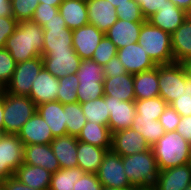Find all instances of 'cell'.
<instances>
[{
	"instance_id": "cell-1",
	"label": "cell",
	"mask_w": 191,
	"mask_h": 190,
	"mask_svg": "<svg viewBox=\"0 0 191 190\" xmlns=\"http://www.w3.org/2000/svg\"><path fill=\"white\" fill-rule=\"evenodd\" d=\"M43 45V28L32 21H24L18 22L14 33L6 40L4 48L18 64L42 56Z\"/></svg>"
},
{
	"instance_id": "cell-2",
	"label": "cell",
	"mask_w": 191,
	"mask_h": 190,
	"mask_svg": "<svg viewBox=\"0 0 191 190\" xmlns=\"http://www.w3.org/2000/svg\"><path fill=\"white\" fill-rule=\"evenodd\" d=\"M151 149L159 170L185 165L191 154V144L176 131L165 132Z\"/></svg>"
},
{
	"instance_id": "cell-3",
	"label": "cell",
	"mask_w": 191,
	"mask_h": 190,
	"mask_svg": "<svg viewBox=\"0 0 191 190\" xmlns=\"http://www.w3.org/2000/svg\"><path fill=\"white\" fill-rule=\"evenodd\" d=\"M159 96L170 105L177 98L191 97V78L180 63L158 65Z\"/></svg>"
},
{
	"instance_id": "cell-4",
	"label": "cell",
	"mask_w": 191,
	"mask_h": 190,
	"mask_svg": "<svg viewBox=\"0 0 191 190\" xmlns=\"http://www.w3.org/2000/svg\"><path fill=\"white\" fill-rule=\"evenodd\" d=\"M124 171L131 185L136 187L155 186L159 168L152 149L129 156H122Z\"/></svg>"
},
{
	"instance_id": "cell-5",
	"label": "cell",
	"mask_w": 191,
	"mask_h": 190,
	"mask_svg": "<svg viewBox=\"0 0 191 190\" xmlns=\"http://www.w3.org/2000/svg\"><path fill=\"white\" fill-rule=\"evenodd\" d=\"M138 43L156 66L174 63L170 33L146 21L140 30Z\"/></svg>"
},
{
	"instance_id": "cell-6",
	"label": "cell",
	"mask_w": 191,
	"mask_h": 190,
	"mask_svg": "<svg viewBox=\"0 0 191 190\" xmlns=\"http://www.w3.org/2000/svg\"><path fill=\"white\" fill-rule=\"evenodd\" d=\"M36 111L37 105L28 96H16L5 92L3 113L5 134L17 135Z\"/></svg>"
},
{
	"instance_id": "cell-7",
	"label": "cell",
	"mask_w": 191,
	"mask_h": 190,
	"mask_svg": "<svg viewBox=\"0 0 191 190\" xmlns=\"http://www.w3.org/2000/svg\"><path fill=\"white\" fill-rule=\"evenodd\" d=\"M42 68L41 56L16 64L12 78L6 85V92L16 96H29L32 82Z\"/></svg>"
},
{
	"instance_id": "cell-8",
	"label": "cell",
	"mask_w": 191,
	"mask_h": 190,
	"mask_svg": "<svg viewBox=\"0 0 191 190\" xmlns=\"http://www.w3.org/2000/svg\"><path fill=\"white\" fill-rule=\"evenodd\" d=\"M96 174L103 187L115 189L134 188L125 174L122 156L112 150L106 152Z\"/></svg>"
},
{
	"instance_id": "cell-9",
	"label": "cell",
	"mask_w": 191,
	"mask_h": 190,
	"mask_svg": "<svg viewBox=\"0 0 191 190\" xmlns=\"http://www.w3.org/2000/svg\"><path fill=\"white\" fill-rule=\"evenodd\" d=\"M44 30V45L42 52H61L74 50L72 45V30L66 27V22L59 12L42 26Z\"/></svg>"
},
{
	"instance_id": "cell-10",
	"label": "cell",
	"mask_w": 191,
	"mask_h": 190,
	"mask_svg": "<svg viewBox=\"0 0 191 190\" xmlns=\"http://www.w3.org/2000/svg\"><path fill=\"white\" fill-rule=\"evenodd\" d=\"M24 144L18 135L6 134L0 141V183L14 176L23 163Z\"/></svg>"
},
{
	"instance_id": "cell-11",
	"label": "cell",
	"mask_w": 191,
	"mask_h": 190,
	"mask_svg": "<svg viewBox=\"0 0 191 190\" xmlns=\"http://www.w3.org/2000/svg\"><path fill=\"white\" fill-rule=\"evenodd\" d=\"M43 67L56 78L76 73L81 58L75 50L61 52H42Z\"/></svg>"
},
{
	"instance_id": "cell-12",
	"label": "cell",
	"mask_w": 191,
	"mask_h": 190,
	"mask_svg": "<svg viewBox=\"0 0 191 190\" xmlns=\"http://www.w3.org/2000/svg\"><path fill=\"white\" fill-rule=\"evenodd\" d=\"M110 113L108 127L112 133L131 128L136 114L134 101H121L117 97L104 96Z\"/></svg>"
},
{
	"instance_id": "cell-13",
	"label": "cell",
	"mask_w": 191,
	"mask_h": 190,
	"mask_svg": "<svg viewBox=\"0 0 191 190\" xmlns=\"http://www.w3.org/2000/svg\"><path fill=\"white\" fill-rule=\"evenodd\" d=\"M104 35L91 24L72 30V45L81 60L92 59L93 53Z\"/></svg>"
},
{
	"instance_id": "cell-14",
	"label": "cell",
	"mask_w": 191,
	"mask_h": 190,
	"mask_svg": "<svg viewBox=\"0 0 191 190\" xmlns=\"http://www.w3.org/2000/svg\"><path fill=\"white\" fill-rule=\"evenodd\" d=\"M150 148L141 134L132 128L112 133L111 150L120 156H129L139 152H145Z\"/></svg>"
},
{
	"instance_id": "cell-15",
	"label": "cell",
	"mask_w": 191,
	"mask_h": 190,
	"mask_svg": "<svg viewBox=\"0 0 191 190\" xmlns=\"http://www.w3.org/2000/svg\"><path fill=\"white\" fill-rule=\"evenodd\" d=\"M117 57L130 74L141 73L156 67L138 42L118 49Z\"/></svg>"
},
{
	"instance_id": "cell-16",
	"label": "cell",
	"mask_w": 191,
	"mask_h": 190,
	"mask_svg": "<svg viewBox=\"0 0 191 190\" xmlns=\"http://www.w3.org/2000/svg\"><path fill=\"white\" fill-rule=\"evenodd\" d=\"M17 135L24 145L50 144L54 139L51 129L38 111L22 126Z\"/></svg>"
},
{
	"instance_id": "cell-17",
	"label": "cell",
	"mask_w": 191,
	"mask_h": 190,
	"mask_svg": "<svg viewBox=\"0 0 191 190\" xmlns=\"http://www.w3.org/2000/svg\"><path fill=\"white\" fill-rule=\"evenodd\" d=\"M89 24L104 34L118 20L116 8L108 0H86Z\"/></svg>"
},
{
	"instance_id": "cell-18",
	"label": "cell",
	"mask_w": 191,
	"mask_h": 190,
	"mask_svg": "<svg viewBox=\"0 0 191 190\" xmlns=\"http://www.w3.org/2000/svg\"><path fill=\"white\" fill-rule=\"evenodd\" d=\"M59 80L44 67L32 82L29 98L38 106L39 104L57 101Z\"/></svg>"
},
{
	"instance_id": "cell-19",
	"label": "cell",
	"mask_w": 191,
	"mask_h": 190,
	"mask_svg": "<svg viewBox=\"0 0 191 190\" xmlns=\"http://www.w3.org/2000/svg\"><path fill=\"white\" fill-rule=\"evenodd\" d=\"M188 16L186 11L178 8L170 0H166V4L159 8V11L149 17L147 21L151 25L172 34Z\"/></svg>"
},
{
	"instance_id": "cell-20",
	"label": "cell",
	"mask_w": 191,
	"mask_h": 190,
	"mask_svg": "<svg viewBox=\"0 0 191 190\" xmlns=\"http://www.w3.org/2000/svg\"><path fill=\"white\" fill-rule=\"evenodd\" d=\"M23 163L40 166L52 174L61 168L50 144L24 145Z\"/></svg>"
},
{
	"instance_id": "cell-21",
	"label": "cell",
	"mask_w": 191,
	"mask_h": 190,
	"mask_svg": "<svg viewBox=\"0 0 191 190\" xmlns=\"http://www.w3.org/2000/svg\"><path fill=\"white\" fill-rule=\"evenodd\" d=\"M145 22L118 19L105 33L117 49L138 42L140 30Z\"/></svg>"
},
{
	"instance_id": "cell-22",
	"label": "cell",
	"mask_w": 191,
	"mask_h": 190,
	"mask_svg": "<svg viewBox=\"0 0 191 190\" xmlns=\"http://www.w3.org/2000/svg\"><path fill=\"white\" fill-rule=\"evenodd\" d=\"M191 184V172L187 164L159 171L156 190H184Z\"/></svg>"
},
{
	"instance_id": "cell-23",
	"label": "cell",
	"mask_w": 191,
	"mask_h": 190,
	"mask_svg": "<svg viewBox=\"0 0 191 190\" xmlns=\"http://www.w3.org/2000/svg\"><path fill=\"white\" fill-rule=\"evenodd\" d=\"M77 145V137L70 135L54 137L50 143L52 151L62 169L77 167Z\"/></svg>"
},
{
	"instance_id": "cell-24",
	"label": "cell",
	"mask_w": 191,
	"mask_h": 190,
	"mask_svg": "<svg viewBox=\"0 0 191 190\" xmlns=\"http://www.w3.org/2000/svg\"><path fill=\"white\" fill-rule=\"evenodd\" d=\"M104 96L117 97L121 101H135L134 74L104 77Z\"/></svg>"
},
{
	"instance_id": "cell-25",
	"label": "cell",
	"mask_w": 191,
	"mask_h": 190,
	"mask_svg": "<svg viewBox=\"0 0 191 190\" xmlns=\"http://www.w3.org/2000/svg\"><path fill=\"white\" fill-rule=\"evenodd\" d=\"M37 111L47 122L53 137L67 135L64 105L58 101L39 104Z\"/></svg>"
},
{
	"instance_id": "cell-26",
	"label": "cell",
	"mask_w": 191,
	"mask_h": 190,
	"mask_svg": "<svg viewBox=\"0 0 191 190\" xmlns=\"http://www.w3.org/2000/svg\"><path fill=\"white\" fill-rule=\"evenodd\" d=\"M14 177L30 188L49 190L52 173L40 166L22 163L15 171Z\"/></svg>"
},
{
	"instance_id": "cell-27",
	"label": "cell",
	"mask_w": 191,
	"mask_h": 190,
	"mask_svg": "<svg viewBox=\"0 0 191 190\" xmlns=\"http://www.w3.org/2000/svg\"><path fill=\"white\" fill-rule=\"evenodd\" d=\"M58 12L70 30L89 24L86 0H63Z\"/></svg>"
},
{
	"instance_id": "cell-28",
	"label": "cell",
	"mask_w": 191,
	"mask_h": 190,
	"mask_svg": "<svg viewBox=\"0 0 191 190\" xmlns=\"http://www.w3.org/2000/svg\"><path fill=\"white\" fill-rule=\"evenodd\" d=\"M108 150L111 149L100 148L78 140L77 167L86 173L96 174Z\"/></svg>"
},
{
	"instance_id": "cell-29",
	"label": "cell",
	"mask_w": 191,
	"mask_h": 190,
	"mask_svg": "<svg viewBox=\"0 0 191 190\" xmlns=\"http://www.w3.org/2000/svg\"><path fill=\"white\" fill-rule=\"evenodd\" d=\"M158 65L153 69L134 74L135 100L159 96Z\"/></svg>"
},
{
	"instance_id": "cell-30",
	"label": "cell",
	"mask_w": 191,
	"mask_h": 190,
	"mask_svg": "<svg viewBox=\"0 0 191 190\" xmlns=\"http://www.w3.org/2000/svg\"><path fill=\"white\" fill-rule=\"evenodd\" d=\"M174 62L180 63L191 56V17L188 18L171 34Z\"/></svg>"
},
{
	"instance_id": "cell-31",
	"label": "cell",
	"mask_w": 191,
	"mask_h": 190,
	"mask_svg": "<svg viewBox=\"0 0 191 190\" xmlns=\"http://www.w3.org/2000/svg\"><path fill=\"white\" fill-rule=\"evenodd\" d=\"M112 134L109 127L87 121L77 140L100 148L111 149Z\"/></svg>"
},
{
	"instance_id": "cell-32",
	"label": "cell",
	"mask_w": 191,
	"mask_h": 190,
	"mask_svg": "<svg viewBox=\"0 0 191 190\" xmlns=\"http://www.w3.org/2000/svg\"><path fill=\"white\" fill-rule=\"evenodd\" d=\"M131 128L140 133L150 147L165 134V130L159 121L141 118L138 113L135 114Z\"/></svg>"
},
{
	"instance_id": "cell-33",
	"label": "cell",
	"mask_w": 191,
	"mask_h": 190,
	"mask_svg": "<svg viewBox=\"0 0 191 190\" xmlns=\"http://www.w3.org/2000/svg\"><path fill=\"white\" fill-rule=\"evenodd\" d=\"M80 104L87 121L108 126L110 113L104 96Z\"/></svg>"
},
{
	"instance_id": "cell-34",
	"label": "cell",
	"mask_w": 191,
	"mask_h": 190,
	"mask_svg": "<svg viewBox=\"0 0 191 190\" xmlns=\"http://www.w3.org/2000/svg\"><path fill=\"white\" fill-rule=\"evenodd\" d=\"M85 172L79 167L68 169L60 168L52 174L49 190H74V183L77 182Z\"/></svg>"
},
{
	"instance_id": "cell-35",
	"label": "cell",
	"mask_w": 191,
	"mask_h": 190,
	"mask_svg": "<svg viewBox=\"0 0 191 190\" xmlns=\"http://www.w3.org/2000/svg\"><path fill=\"white\" fill-rule=\"evenodd\" d=\"M64 111L67 135L78 137L87 122L81 104L79 102L65 104Z\"/></svg>"
},
{
	"instance_id": "cell-36",
	"label": "cell",
	"mask_w": 191,
	"mask_h": 190,
	"mask_svg": "<svg viewBox=\"0 0 191 190\" xmlns=\"http://www.w3.org/2000/svg\"><path fill=\"white\" fill-rule=\"evenodd\" d=\"M136 113L141 118L153 119L159 121L160 116L167 107V103L160 97L148 98L134 101Z\"/></svg>"
},
{
	"instance_id": "cell-37",
	"label": "cell",
	"mask_w": 191,
	"mask_h": 190,
	"mask_svg": "<svg viewBox=\"0 0 191 190\" xmlns=\"http://www.w3.org/2000/svg\"><path fill=\"white\" fill-rule=\"evenodd\" d=\"M57 101L65 104L78 102L77 87L79 86L76 73L59 78Z\"/></svg>"
},
{
	"instance_id": "cell-38",
	"label": "cell",
	"mask_w": 191,
	"mask_h": 190,
	"mask_svg": "<svg viewBox=\"0 0 191 190\" xmlns=\"http://www.w3.org/2000/svg\"><path fill=\"white\" fill-rule=\"evenodd\" d=\"M76 75L79 82H103L104 66L99 65L92 59L81 60Z\"/></svg>"
},
{
	"instance_id": "cell-39",
	"label": "cell",
	"mask_w": 191,
	"mask_h": 190,
	"mask_svg": "<svg viewBox=\"0 0 191 190\" xmlns=\"http://www.w3.org/2000/svg\"><path fill=\"white\" fill-rule=\"evenodd\" d=\"M13 17L18 22L31 21L39 0H10Z\"/></svg>"
},
{
	"instance_id": "cell-40",
	"label": "cell",
	"mask_w": 191,
	"mask_h": 190,
	"mask_svg": "<svg viewBox=\"0 0 191 190\" xmlns=\"http://www.w3.org/2000/svg\"><path fill=\"white\" fill-rule=\"evenodd\" d=\"M104 96L103 82H79L77 87V99L79 103H85Z\"/></svg>"
},
{
	"instance_id": "cell-41",
	"label": "cell",
	"mask_w": 191,
	"mask_h": 190,
	"mask_svg": "<svg viewBox=\"0 0 191 190\" xmlns=\"http://www.w3.org/2000/svg\"><path fill=\"white\" fill-rule=\"evenodd\" d=\"M117 51L114 43L104 35L93 53L92 60L104 66L110 59L117 56Z\"/></svg>"
},
{
	"instance_id": "cell-42",
	"label": "cell",
	"mask_w": 191,
	"mask_h": 190,
	"mask_svg": "<svg viewBox=\"0 0 191 190\" xmlns=\"http://www.w3.org/2000/svg\"><path fill=\"white\" fill-rule=\"evenodd\" d=\"M118 19L131 22H146L143 17L140 6L135 0H130V4H124L116 8Z\"/></svg>"
},
{
	"instance_id": "cell-43",
	"label": "cell",
	"mask_w": 191,
	"mask_h": 190,
	"mask_svg": "<svg viewBox=\"0 0 191 190\" xmlns=\"http://www.w3.org/2000/svg\"><path fill=\"white\" fill-rule=\"evenodd\" d=\"M16 62L5 48H0V80L7 85L15 71Z\"/></svg>"
},
{
	"instance_id": "cell-44",
	"label": "cell",
	"mask_w": 191,
	"mask_h": 190,
	"mask_svg": "<svg viewBox=\"0 0 191 190\" xmlns=\"http://www.w3.org/2000/svg\"><path fill=\"white\" fill-rule=\"evenodd\" d=\"M180 120L181 116L170 105H167L159 118V122L165 132H175Z\"/></svg>"
},
{
	"instance_id": "cell-45",
	"label": "cell",
	"mask_w": 191,
	"mask_h": 190,
	"mask_svg": "<svg viewBox=\"0 0 191 190\" xmlns=\"http://www.w3.org/2000/svg\"><path fill=\"white\" fill-rule=\"evenodd\" d=\"M58 12V7L52 5H45V3H39L32 18V22L37 23L41 27L51 20Z\"/></svg>"
},
{
	"instance_id": "cell-46",
	"label": "cell",
	"mask_w": 191,
	"mask_h": 190,
	"mask_svg": "<svg viewBox=\"0 0 191 190\" xmlns=\"http://www.w3.org/2000/svg\"><path fill=\"white\" fill-rule=\"evenodd\" d=\"M103 186L97 174L84 173L83 176L74 183V190H102Z\"/></svg>"
},
{
	"instance_id": "cell-47",
	"label": "cell",
	"mask_w": 191,
	"mask_h": 190,
	"mask_svg": "<svg viewBox=\"0 0 191 190\" xmlns=\"http://www.w3.org/2000/svg\"><path fill=\"white\" fill-rule=\"evenodd\" d=\"M18 21L14 17L0 16V48H4L6 40L17 28Z\"/></svg>"
},
{
	"instance_id": "cell-48",
	"label": "cell",
	"mask_w": 191,
	"mask_h": 190,
	"mask_svg": "<svg viewBox=\"0 0 191 190\" xmlns=\"http://www.w3.org/2000/svg\"><path fill=\"white\" fill-rule=\"evenodd\" d=\"M140 6L143 17L147 20L166 4V0H135Z\"/></svg>"
},
{
	"instance_id": "cell-49",
	"label": "cell",
	"mask_w": 191,
	"mask_h": 190,
	"mask_svg": "<svg viewBox=\"0 0 191 190\" xmlns=\"http://www.w3.org/2000/svg\"><path fill=\"white\" fill-rule=\"evenodd\" d=\"M127 73L124 65L120 62L117 56L110 59L104 65V77H114Z\"/></svg>"
},
{
	"instance_id": "cell-50",
	"label": "cell",
	"mask_w": 191,
	"mask_h": 190,
	"mask_svg": "<svg viewBox=\"0 0 191 190\" xmlns=\"http://www.w3.org/2000/svg\"><path fill=\"white\" fill-rule=\"evenodd\" d=\"M170 106L180 115H191V97L190 98H177Z\"/></svg>"
},
{
	"instance_id": "cell-51",
	"label": "cell",
	"mask_w": 191,
	"mask_h": 190,
	"mask_svg": "<svg viewBox=\"0 0 191 190\" xmlns=\"http://www.w3.org/2000/svg\"><path fill=\"white\" fill-rule=\"evenodd\" d=\"M176 132L182 135L184 139L191 144V115L187 117L181 116Z\"/></svg>"
},
{
	"instance_id": "cell-52",
	"label": "cell",
	"mask_w": 191,
	"mask_h": 190,
	"mask_svg": "<svg viewBox=\"0 0 191 190\" xmlns=\"http://www.w3.org/2000/svg\"><path fill=\"white\" fill-rule=\"evenodd\" d=\"M2 184L6 190H39L36 188H30L28 185L20 182L14 176L7 178Z\"/></svg>"
},
{
	"instance_id": "cell-53",
	"label": "cell",
	"mask_w": 191,
	"mask_h": 190,
	"mask_svg": "<svg viewBox=\"0 0 191 190\" xmlns=\"http://www.w3.org/2000/svg\"><path fill=\"white\" fill-rule=\"evenodd\" d=\"M0 16L13 17L10 0H0Z\"/></svg>"
},
{
	"instance_id": "cell-54",
	"label": "cell",
	"mask_w": 191,
	"mask_h": 190,
	"mask_svg": "<svg viewBox=\"0 0 191 190\" xmlns=\"http://www.w3.org/2000/svg\"><path fill=\"white\" fill-rule=\"evenodd\" d=\"M174 5L182 10L186 11L188 14L191 12V0H170Z\"/></svg>"
},
{
	"instance_id": "cell-55",
	"label": "cell",
	"mask_w": 191,
	"mask_h": 190,
	"mask_svg": "<svg viewBox=\"0 0 191 190\" xmlns=\"http://www.w3.org/2000/svg\"><path fill=\"white\" fill-rule=\"evenodd\" d=\"M181 66L183 67L186 75L191 78V56L186 57L180 62Z\"/></svg>"
},
{
	"instance_id": "cell-56",
	"label": "cell",
	"mask_w": 191,
	"mask_h": 190,
	"mask_svg": "<svg viewBox=\"0 0 191 190\" xmlns=\"http://www.w3.org/2000/svg\"><path fill=\"white\" fill-rule=\"evenodd\" d=\"M63 0H39V3H45V5H52L54 7H59Z\"/></svg>"
},
{
	"instance_id": "cell-57",
	"label": "cell",
	"mask_w": 191,
	"mask_h": 190,
	"mask_svg": "<svg viewBox=\"0 0 191 190\" xmlns=\"http://www.w3.org/2000/svg\"><path fill=\"white\" fill-rule=\"evenodd\" d=\"M3 113H4V97H0V128H4Z\"/></svg>"
},
{
	"instance_id": "cell-58",
	"label": "cell",
	"mask_w": 191,
	"mask_h": 190,
	"mask_svg": "<svg viewBox=\"0 0 191 190\" xmlns=\"http://www.w3.org/2000/svg\"><path fill=\"white\" fill-rule=\"evenodd\" d=\"M110 3L117 8L118 6H122L124 4H130V0H108Z\"/></svg>"
},
{
	"instance_id": "cell-59",
	"label": "cell",
	"mask_w": 191,
	"mask_h": 190,
	"mask_svg": "<svg viewBox=\"0 0 191 190\" xmlns=\"http://www.w3.org/2000/svg\"><path fill=\"white\" fill-rule=\"evenodd\" d=\"M6 92V85L0 80V97H4Z\"/></svg>"
},
{
	"instance_id": "cell-60",
	"label": "cell",
	"mask_w": 191,
	"mask_h": 190,
	"mask_svg": "<svg viewBox=\"0 0 191 190\" xmlns=\"http://www.w3.org/2000/svg\"><path fill=\"white\" fill-rule=\"evenodd\" d=\"M132 190H156V188H155V186H146V187L132 188Z\"/></svg>"
},
{
	"instance_id": "cell-61",
	"label": "cell",
	"mask_w": 191,
	"mask_h": 190,
	"mask_svg": "<svg viewBox=\"0 0 191 190\" xmlns=\"http://www.w3.org/2000/svg\"><path fill=\"white\" fill-rule=\"evenodd\" d=\"M5 131L4 128H0V141L2 140V138L5 136Z\"/></svg>"
},
{
	"instance_id": "cell-62",
	"label": "cell",
	"mask_w": 191,
	"mask_h": 190,
	"mask_svg": "<svg viewBox=\"0 0 191 190\" xmlns=\"http://www.w3.org/2000/svg\"><path fill=\"white\" fill-rule=\"evenodd\" d=\"M102 190H132V189H115V188L103 187Z\"/></svg>"
},
{
	"instance_id": "cell-63",
	"label": "cell",
	"mask_w": 191,
	"mask_h": 190,
	"mask_svg": "<svg viewBox=\"0 0 191 190\" xmlns=\"http://www.w3.org/2000/svg\"><path fill=\"white\" fill-rule=\"evenodd\" d=\"M187 165H188L189 170H190V172H191V154H190V157L188 158Z\"/></svg>"
},
{
	"instance_id": "cell-64",
	"label": "cell",
	"mask_w": 191,
	"mask_h": 190,
	"mask_svg": "<svg viewBox=\"0 0 191 190\" xmlns=\"http://www.w3.org/2000/svg\"><path fill=\"white\" fill-rule=\"evenodd\" d=\"M0 190H6L2 183H0Z\"/></svg>"
},
{
	"instance_id": "cell-65",
	"label": "cell",
	"mask_w": 191,
	"mask_h": 190,
	"mask_svg": "<svg viewBox=\"0 0 191 190\" xmlns=\"http://www.w3.org/2000/svg\"><path fill=\"white\" fill-rule=\"evenodd\" d=\"M184 190H191V184H189V186L185 188Z\"/></svg>"
}]
</instances>
